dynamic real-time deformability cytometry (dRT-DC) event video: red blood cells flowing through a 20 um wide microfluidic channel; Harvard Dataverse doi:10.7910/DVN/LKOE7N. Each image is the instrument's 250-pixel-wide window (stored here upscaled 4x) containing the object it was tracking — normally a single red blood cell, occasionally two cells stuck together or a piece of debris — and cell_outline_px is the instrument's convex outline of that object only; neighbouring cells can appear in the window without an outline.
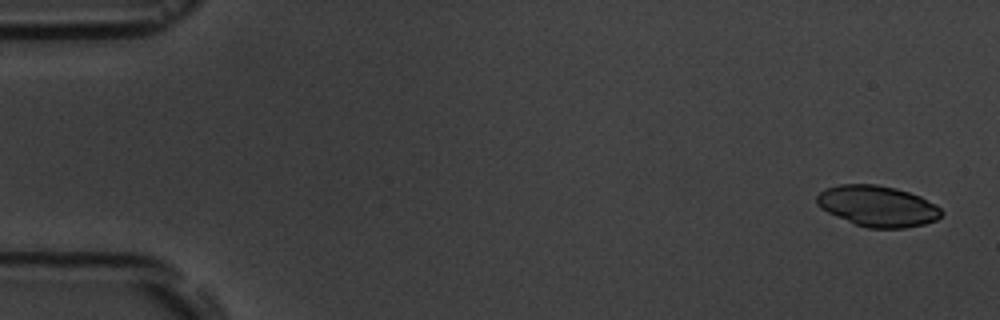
{"species": "common noctule bat (a hibernating species)", "species_latin": "Nyctalus noctula", "temperature_condition": "room temperature", "stored_images_in_passage": 5, "camera_frame_rate_fps": 3000, "um_per_image_px": 0.085, "animal": {"sex": "male", "body_mass_g": 19.5, "forearm_length_mm": 54.6}, "frame": {"image": 1, "passage_image": 1, "time_ms": 0.0, "image_size_px": [1000, 320], "cell_outline_px": [[944, 212], [936, 220], [924, 224], [904, 228], [868, 228], [856, 224], [836, 216], [820, 208], [816, 204], [816, 196], [820, 192], [828, 188], [840, 184], [876, 184], [896, 188], [920, 196], [936, 204]], "centroid_in_image_um": [74.6, 17.51], "position_along_channel_um": 10.4, "area_um2": 29.65}}